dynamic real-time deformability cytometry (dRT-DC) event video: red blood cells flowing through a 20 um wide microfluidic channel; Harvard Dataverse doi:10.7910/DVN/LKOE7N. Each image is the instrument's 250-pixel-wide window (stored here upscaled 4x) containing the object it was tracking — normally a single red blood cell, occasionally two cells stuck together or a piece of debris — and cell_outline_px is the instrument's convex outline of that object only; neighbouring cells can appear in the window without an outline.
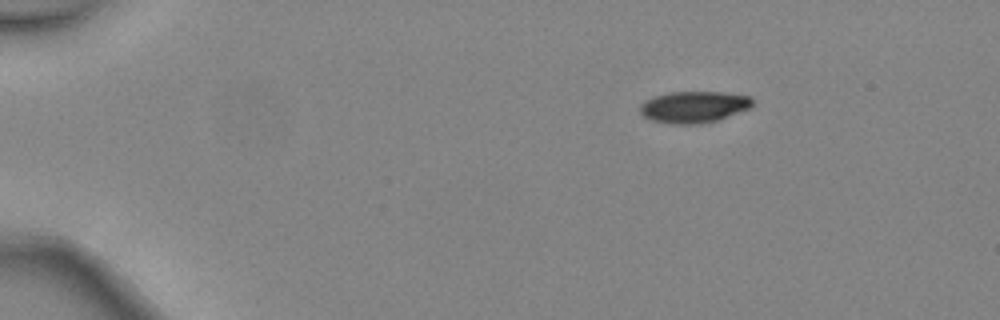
{"species": "common noctule bat (a hibernating species)", "species_latin": "Nyctalus noctula", "temperature_condition": "warm", "stored_images_in_passage": 3, "camera_frame_rate_fps": 3000, "um_per_image_px": 0.085, "animal": {"sex": "female", "body_mass_g": 24.6, "forearm_length_mm": 56.2}, "frame": {"image": 1, "passage_image": 1, "time_ms": 0.0, "image_size_px": [1000, 320], "cell_outline_px": [[752, 104], [748, 108], [720, 120], [700, 124], [672, 124], [652, 120], [644, 116], [640, 112], [640, 104], [644, 100], [668, 92], [724, 92], [752, 96]], "centroid_in_image_um": [58.98, 9.09], "position_along_channel_um": 26.0, "area_um2": 20.75}}